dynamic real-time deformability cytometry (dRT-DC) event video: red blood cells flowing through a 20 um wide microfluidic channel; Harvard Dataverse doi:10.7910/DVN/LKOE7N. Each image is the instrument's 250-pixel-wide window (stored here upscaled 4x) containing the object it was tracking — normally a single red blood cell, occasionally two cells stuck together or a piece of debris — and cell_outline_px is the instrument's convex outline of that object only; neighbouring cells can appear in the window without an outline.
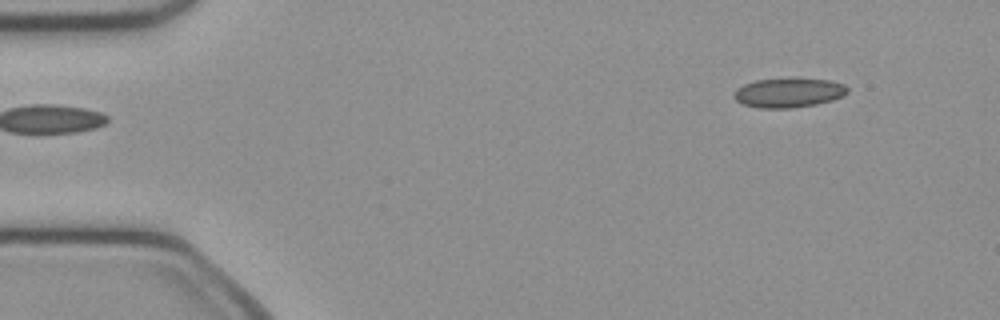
{"species": "common noctule bat (a hibernating species)", "species_latin": "Nyctalus noctula", "temperature_condition": "cold", "stored_images_in_passage": 46, "camera_frame_rate_fps": 3000, "um_per_image_px": 0.085, "animal": {"sex": "female", "body_mass_g": 21.9}, "frame": {"image": 1, "passage_image": 1, "time_ms": 0.0, "image_size_px": [1000, 320], "cell_outline_px": [[848, 92], [844, 96], [832, 100], [816, 104], [792, 108], [760, 108], [744, 104], [736, 100], [732, 96], [736, 88], [744, 84], [756, 80], [828, 80], [844, 84], [848, 88]], "centroid_in_image_um": [67.02, 7.91], "position_along_channel_um": 18.0, "area_um2": 19.02}}
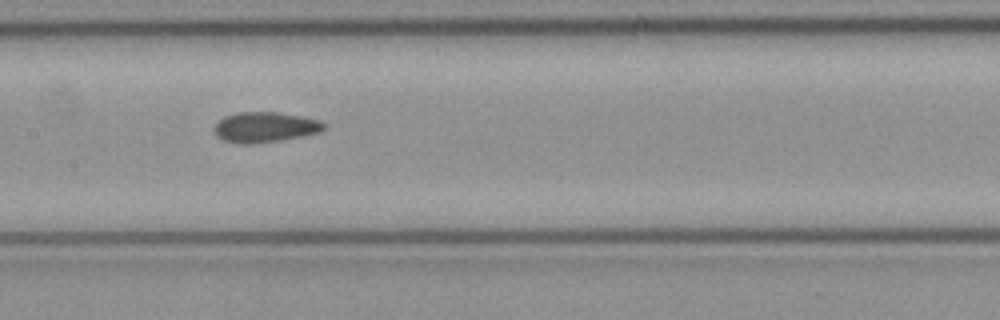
{"frame": {"image": 2, "passage_image": 20, "time_ms": 6.333, "image_size_px": [1000, 320], "cell_outline_px": [[324, 128], [320, 132], [280, 140], [252, 144], [236, 144], [224, 140], [216, 136], [216, 124], [224, 116], [236, 112], [280, 112], [304, 116], [320, 120], [324, 124]], "centroid_in_image_um": [22.53, 10.8], "position_along_channel_um": 184.9, "area_um2": 19.36}}
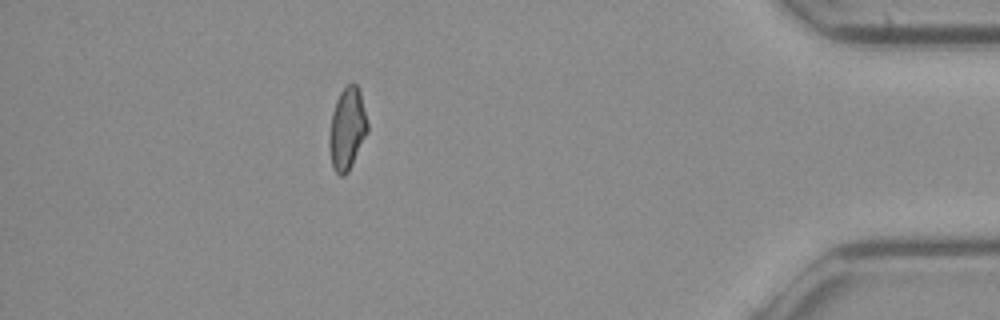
{"frame": {"image": 3, "passage_image": 40, "time_ms": 13.0, "image_size_px": [1000, 320], "cell_outline_px": [[368, 132], [348, 172], [344, 176], [340, 176], [332, 168], [328, 148], [328, 136], [332, 112], [336, 100], [340, 92], [352, 80], [356, 84], [360, 92], [368, 124]], "centroid_in_image_um": [29.48, 10.96], "position_along_channel_um": 405.7, "area_um2": 18.55}, "authors_computed_cell_mechanics": {"area_um2": 18.8139, "velocity_mm_per_s": 4.0981, "shape_relaxation_time_tau1_ms": null, "shape_relaxation_time_tau2_ms": 3.3151, "deformation_change_tau1": null, "deformation_change_tau2": 0.1005}}